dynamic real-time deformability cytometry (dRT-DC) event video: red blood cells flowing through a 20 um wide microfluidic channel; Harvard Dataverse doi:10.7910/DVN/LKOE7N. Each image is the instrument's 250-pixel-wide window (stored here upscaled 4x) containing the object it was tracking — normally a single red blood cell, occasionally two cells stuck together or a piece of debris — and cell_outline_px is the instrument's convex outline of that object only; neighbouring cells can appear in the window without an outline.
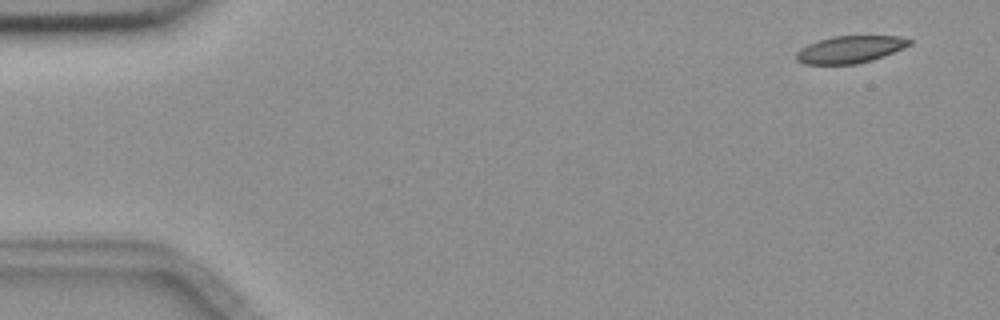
{"species": "common noctule bat (a hibernating species)", "species_latin": "Nyctalus noctula", "temperature_condition": "room temperature", "stored_images_in_passage": 3, "camera_frame_rate_fps": 3000, "um_per_image_px": 0.085, "animal": {"sex": "female", "body_mass_g": 18.4}, "frame": {"image": 1, "passage_image": 1, "time_ms": 0.0, "image_size_px": [1000, 320], "cell_outline_px": [[912, 44], [904, 48], [884, 56], [872, 60], [856, 64], [804, 64], [796, 60], [796, 52], [800, 48], [808, 44], [832, 36], [900, 36], [912, 40]], "centroid_in_image_um": [72.27, 4.2], "position_along_channel_um": 12.7, "area_um2": 17.98}}